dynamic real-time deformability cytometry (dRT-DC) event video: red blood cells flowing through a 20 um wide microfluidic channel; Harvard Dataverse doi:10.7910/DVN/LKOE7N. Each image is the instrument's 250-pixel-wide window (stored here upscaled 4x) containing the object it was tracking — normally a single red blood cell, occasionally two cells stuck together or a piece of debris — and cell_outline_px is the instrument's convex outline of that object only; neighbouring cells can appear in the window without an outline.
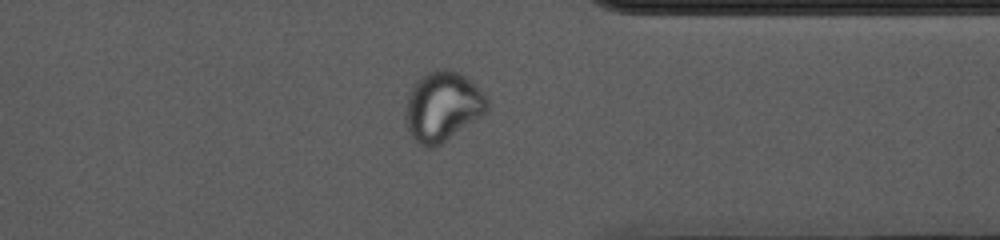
{"species": "common noctule bat (a hibernating species)", "species_latin": "Nyctalus noctula", "temperature_condition": "cold", "stored_images_in_passage": 44, "camera_frame_rate_fps": 3000, "um_per_image_px": 0.085, "animal": {"sex": "female", "body_mass_g": 10.0, "forearm_length_mm": 53.1}, "frame": {"image": 1, "passage_image": 38, "time_ms": 12.333, "image_size_px": [1000, 240], "cell_outline_px": [[488, 108], [480, 116], [440, 144], [432, 148], [424, 148], [408, 132], [404, 124], [404, 112], [408, 96], [412, 84], [416, 80], [428, 72], [436, 68], [452, 68], [460, 72], [488, 96]], "centroid_in_image_um": [37.58, 9.02], "position_along_channel_um": 373.8, "area_um2": 33.41}}